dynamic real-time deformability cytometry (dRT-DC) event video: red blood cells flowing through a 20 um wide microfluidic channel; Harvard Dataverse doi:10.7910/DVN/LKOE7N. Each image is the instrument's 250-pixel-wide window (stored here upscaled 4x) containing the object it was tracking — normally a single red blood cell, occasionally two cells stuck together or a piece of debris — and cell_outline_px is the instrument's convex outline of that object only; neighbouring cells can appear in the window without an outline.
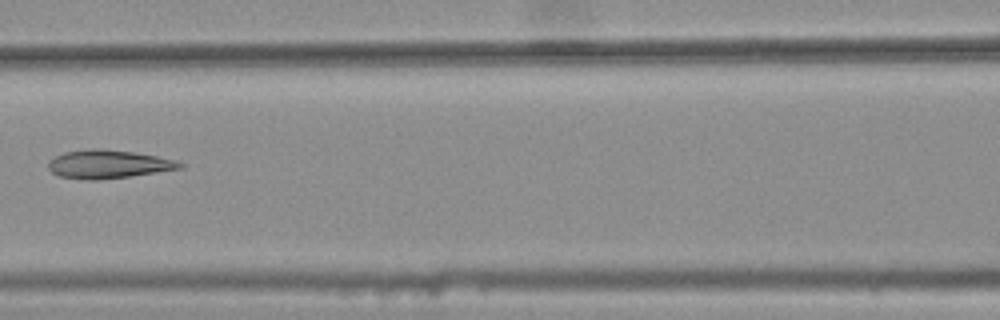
{"species": "common noctule bat (a hibernating species)", "species_latin": "Nyctalus noctula", "temperature_condition": "warm", "stored_images_in_passage": 5, "camera_frame_rate_fps": 3000, "um_per_image_px": 0.085, "animal": {"sex": "female", "body_mass_g": 25.1}, "frame": {"image": 1, "passage_image": 5, "time_ms": 1.333, "image_size_px": [1000, 320], "cell_outline_px": [[184, 168], [128, 176], [96, 180], [88, 180], [60, 176], [52, 172], [48, 168], [48, 160], [64, 152], [92, 148], [100, 148], [132, 152], [156, 156], [176, 160], [184, 164]], "centroid_in_image_um": [9.19, 13.95], "position_along_channel_um": 157.4, "area_um2": 21.62}}